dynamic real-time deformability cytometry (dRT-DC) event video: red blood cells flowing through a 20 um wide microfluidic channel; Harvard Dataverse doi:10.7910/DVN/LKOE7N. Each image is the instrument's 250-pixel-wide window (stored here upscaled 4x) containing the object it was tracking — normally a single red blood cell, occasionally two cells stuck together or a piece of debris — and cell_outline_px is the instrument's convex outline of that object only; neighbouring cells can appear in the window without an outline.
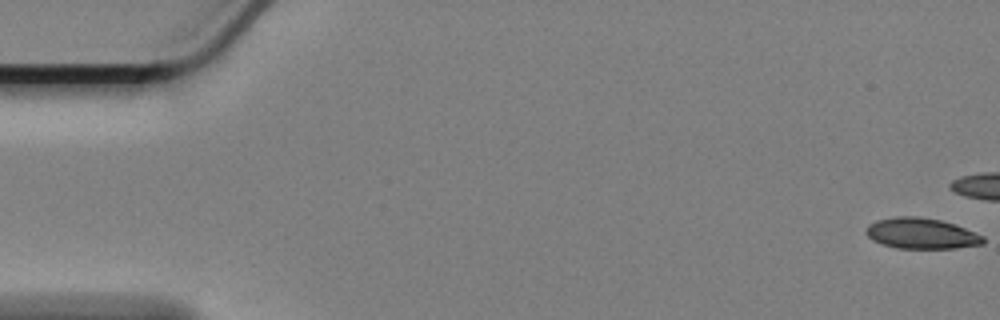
{"species": "Egyptian fruit bat (a non-hibernating species)", "species_latin": "Rousettus aegyptiacus", "temperature_condition": "cold", "stored_images_in_passage": 46, "camera_frame_rate_fps": 3000, "um_per_image_px": 0.085, "animal": {"sex": "female"}, "frame": {"image": 1, "passage_image": 1, "time_ms": 0.0, "image_size_px": [1000, 320], "cell_outline_px": [[984, 244], [956, 248], [896, 248], [872, 240], [864, 232], [864, 228], [868, 224], [876, 220], [896, 216], [920, 216], [940, 220], [956, 224], [984, 236]], "centroid_in_image_um": [78.3, 19.83], "position_along_channel_um": 6.7, "area_um2": 21.21}}
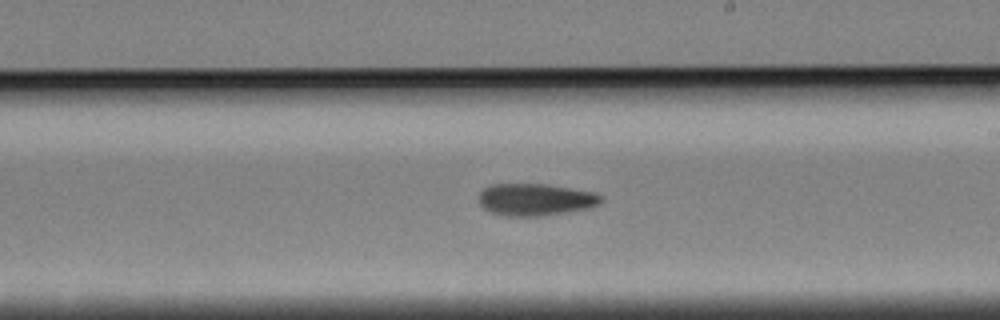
{"frame": {"image": 2, "passage_image": 34, "time_ms": 11.0, "image_size_px": [1000, 320], "cell_outline_px": [[604, 200], [600, 204], [588, 208], [544, 216], [508, 216], [492, 212], [484, 208], [480, 204], [480, 192], [484, 188], [492, 184], [548, 184], [596, 192], [604, 196]], "centroid_in_image_um": [45.58, 16.95], "position_along_channel_um": 243.4, "area_um2": 23.0}}
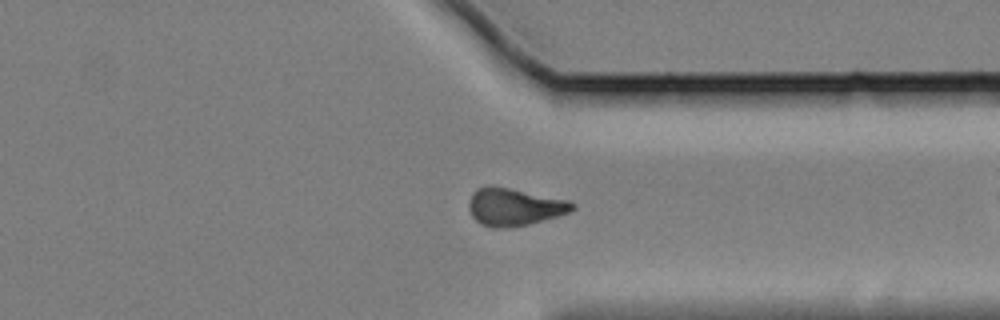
{"frame": {"image": 3, "passage_image": 45, "time_ms": 14.667, "image_size_px": [1000, 320], "cell_outline_px": [[576, 208], [568, 212], [556, 216], [528, 224], [504, 228], [492, 228], [480, 224], [472, 216], [468, 208], [468, 204], [472, 192], [476, 188], [508, 188], [568, 200], [576, 204]], "centroid_in_image_um": [43.7, 17.61], "position_along_channel_um": 367.7, "area_um2": 22.14}}